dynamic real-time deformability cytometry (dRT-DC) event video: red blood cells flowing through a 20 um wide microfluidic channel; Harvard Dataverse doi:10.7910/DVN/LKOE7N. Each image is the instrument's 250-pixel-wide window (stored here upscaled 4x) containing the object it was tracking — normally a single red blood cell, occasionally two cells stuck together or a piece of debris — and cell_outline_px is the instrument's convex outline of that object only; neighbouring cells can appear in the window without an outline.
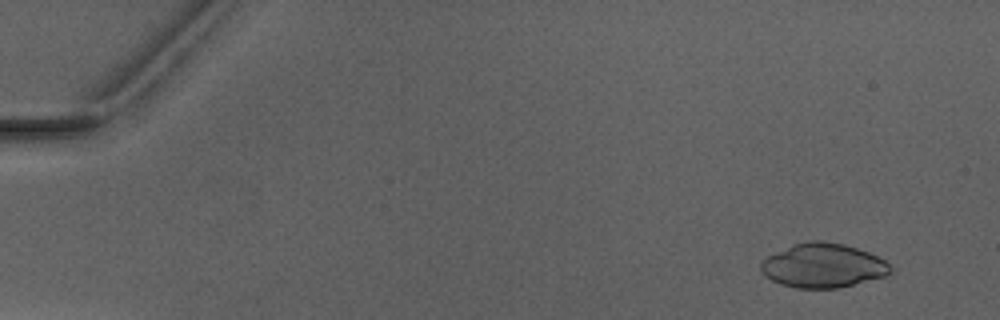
{"species": "Egyptian fruit bat (a non-hibernating species)", "species_latin": "Rousettus aegyptiacus", "temperature_condition": "warm", "stored_images_in_passage": 5, "camera_frame_rate_fps": 3000, "um_per_image_px": 0.085, "animal": {"sex": "male"}, "frame": {"image": 1, "passage_image": 1, "time_ms": 0.0, "image_size_px": [1000, 320], "cell_outline_px": [[892, 268], [884, 276], [840, 288], [796, 288], [780, 284], [764, 276], [760, 268], [760, 264], [768, 256], [792, 244], [808, 240], [824, 240], [844, 244], [868, 252], [884, 260]], "centroid_in_image_um": [69.92, 22.57], "position_along_channel_um": 15.1, "area_um2": 33.29}}